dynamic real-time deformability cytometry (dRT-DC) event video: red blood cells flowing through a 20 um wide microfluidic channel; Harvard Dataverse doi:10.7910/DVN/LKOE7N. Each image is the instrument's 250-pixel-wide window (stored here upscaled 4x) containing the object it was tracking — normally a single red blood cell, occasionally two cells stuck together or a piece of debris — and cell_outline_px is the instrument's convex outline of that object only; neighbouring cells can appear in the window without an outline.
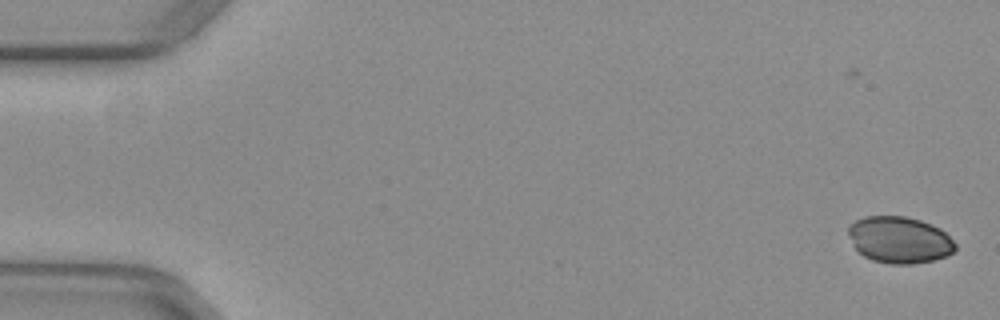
{"species": "common noctule bat (a hibernating species)", "species_latin": "Nyctalus noctula", "temperature_condition": "warm", "stored_images_in_passage": 54, "segment_of_instrument_passage": [1, 2], "camera_frame_rate_fps": 3000, "um_per_image_px": 0.085, "animal": {"sex": "female", "body_mass_g": 29.2, "forearm_length_mm": 56.3}, "frame": {"image": 1, "passage_image": 1, "time_ms": 0.0, "image_size_px": [1000, 320], "cell_outline_px": [[956, 248], [952, 252], [944, 256], [932, 260], [912, 264], [892, 264], [872, 260], [864, 256], [856, 248], [848, 232], [848, 224], [864, 216], [904, 216], [920, 220], [932, 224], [940, 228], [956, 244]], "centroid_in_image_um": [76.44, 20.37], "position_along_channel_um": 8.6, "area_um2": 28.84}}
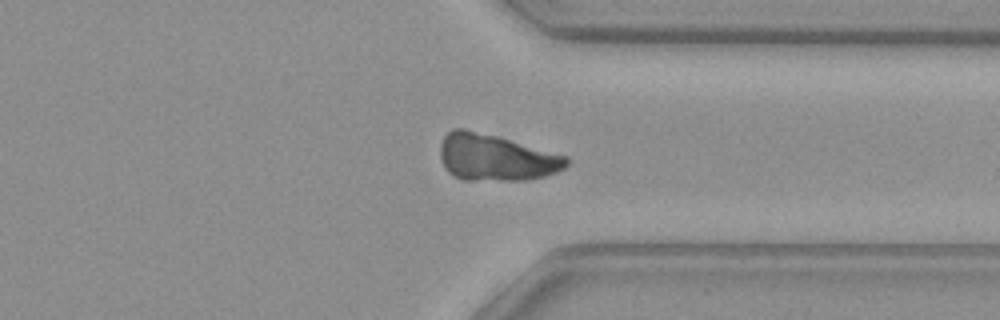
{"frame": {"image": 2, "passage_image": 40, "time_ms": 13.0, "image_size_px": [1000, 320], "cell_outline_px": [[568, 164], [564, 168], [556, 172], [544, 176], [528, 180], [460, 180], [452, 176], [448, 172], [440, 156], [440, 144], [444, 136], [452, 128], [464, 128], [496, 136], [568, 156]], "centroid_in_image_um": [42.12, 13.4], "position_along_channel_um": 369.3, "area_um2": 34.28}}
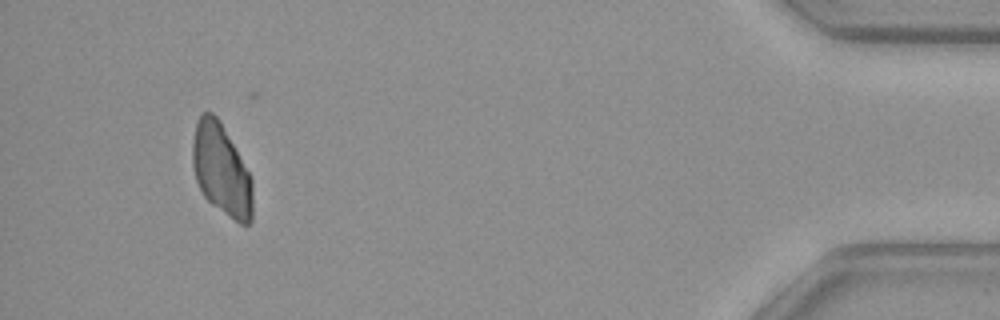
{"frame": {"image": 3, "passage_image": 49, "time_ms": 16.0, "image_size_px": [1000, 320], "cell_outline_px": [[252, 220], [248, 224], [240, 224], [212, 204], [204, 196], [196, 180], [192, 164], [192, 140], [196, 120], [204, 112], [212, 112], [220, 120], [248, 172], [252, 180]], "centroid_in_image_um": [18.79, 14.42], "position_along_channel_um": 416.4, "area_um2": 31.79}}